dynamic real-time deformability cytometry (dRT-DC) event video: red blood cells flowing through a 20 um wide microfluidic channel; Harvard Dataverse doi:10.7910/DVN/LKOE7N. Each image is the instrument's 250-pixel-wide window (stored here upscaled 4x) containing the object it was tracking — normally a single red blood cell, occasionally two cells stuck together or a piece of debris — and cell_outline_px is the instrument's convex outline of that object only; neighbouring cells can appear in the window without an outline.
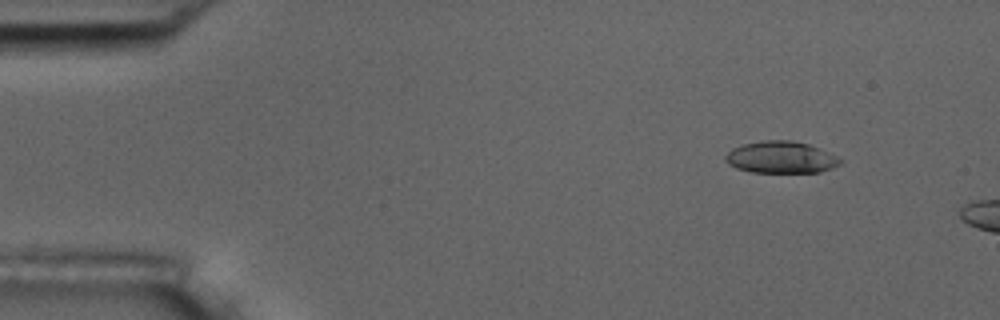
{"species": "common noctule bat (a hibernating species)", "species_latin": "Nyctalus noctula", "temperature_condition": "room temperature", "stored_images_in_passage": 4, "camera_frame_rate_fps": 3000, "um_per_image_px": 0.085, "animal": {"sex": "male", "body_mass_g": 17.5, "forearm_length_mm": 52.3}, "frame": {"image": 1, "passage_image": 2, "time_ms": 1.0, "image_size_px": [1000, 320], "cell_outline_px": [[844, 160], [840, 164], [832, 168], [820, 172], [752, 172], [736, 168], [728, 164], [724, 160], [724, 156], [732, 148], [740, 144], [764, 140], [792, 140], [808, 144], [820, 148]], "centroid_in_image_um": [66.36, 13.36], "position_along_channel_um": 18.6, "area_um2": 21.5}}